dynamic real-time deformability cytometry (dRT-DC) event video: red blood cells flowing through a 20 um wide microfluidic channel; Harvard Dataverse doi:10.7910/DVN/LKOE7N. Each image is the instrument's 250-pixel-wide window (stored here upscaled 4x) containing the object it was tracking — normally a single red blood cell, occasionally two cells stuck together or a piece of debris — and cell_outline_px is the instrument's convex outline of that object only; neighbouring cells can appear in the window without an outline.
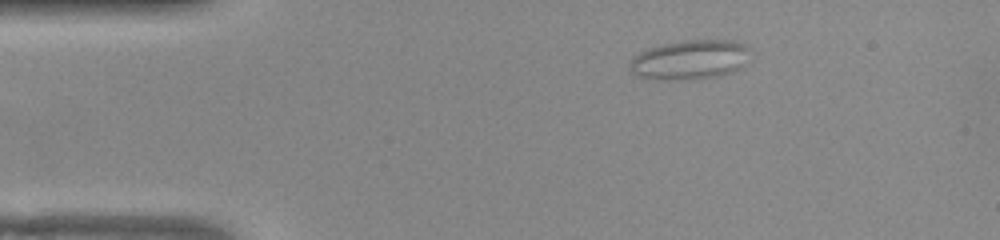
{"species": "common noctule bat (a hibernating species)", "species_latin": "Nyctalus noctula", "temperature_condition": "warm", "stored_images_in_passage": 45, "camera_frame_rate_fps": 3000, "um_per_image_px": 0.085, "animal": {"sex": "female", "body_mass_g": 22.0, "forearm_length_mm": 56.7}, "frame": {"image": 1, "passage_image": 1, "time_ms": 0.0, "image_size_px": [1000, 240], "cell_outline_px": [[752, 48], [740, 68], [732, 72], [720, 76], [700, 80], [668, 80], [636, 76], [632, 72], [628, 64], [640, 52], [648, 48], [660, 44], [684, 40], [732, 40], [744, 44]], "centroid_in_image_um": [58.66, 5.08], "position_along_channel_um": 26.3, "area_um2": 28.03}}
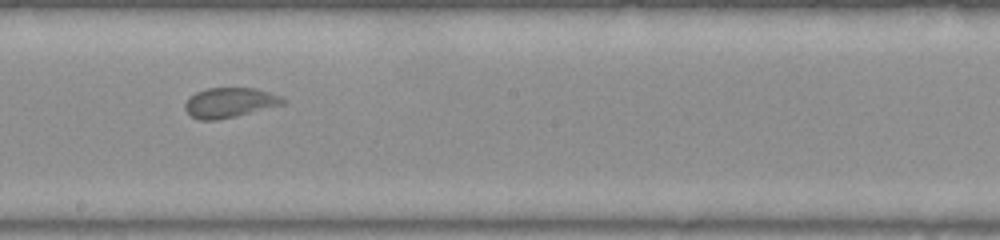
{"frame": {"image": 2, "passage_image": 21, "time_ms": 6.667, "image_size_px": [1000, 240], "cell_outline_px": [[288, 100], [284, 104], [236, 116], [216, 120], [200, 120], [192, 116], [184, 108], [184, 104], [196, 92], [208, 88], [256, 88], [280, 96]], "centroid_in_image_um": [19.54, 8.72], "position_along_channel_um": 228.7, "area_um2": 16.88}}
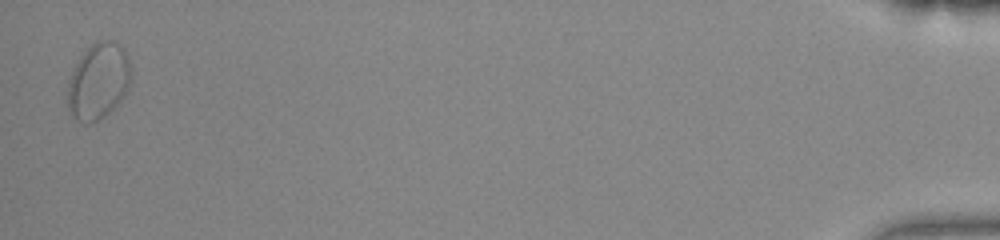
{"frame": {"image": 3, "passage_image": 44, "time_ms": 14.333, "image_size_px": [1000, 240], "cell_outline_px": [[128, 84], [120, 100], [104, 116], [88, 124], [84, 124], [72, 116], [68, 108], [68, 80], [76, 64], [84, 52], [92, 44], [104, 40], [112, 40], [120, 44], [124, 48], [128, 56]], "centroid_in_image_um": [8.32, 6.9], "position_along_channel_um": 426.9, "area_um2": 27.4}, "authors_computed_cell_mechanics": {"area_um2": 17.629, "velocity_mm_per_s": 3.8705, "shape_relaxation_time_tau1_ms": null, "shape_relaxation_time_tau2_ms": 1.0197, "deformation_change_tau1": null, "deformation_change_tau2": 0.0667}}